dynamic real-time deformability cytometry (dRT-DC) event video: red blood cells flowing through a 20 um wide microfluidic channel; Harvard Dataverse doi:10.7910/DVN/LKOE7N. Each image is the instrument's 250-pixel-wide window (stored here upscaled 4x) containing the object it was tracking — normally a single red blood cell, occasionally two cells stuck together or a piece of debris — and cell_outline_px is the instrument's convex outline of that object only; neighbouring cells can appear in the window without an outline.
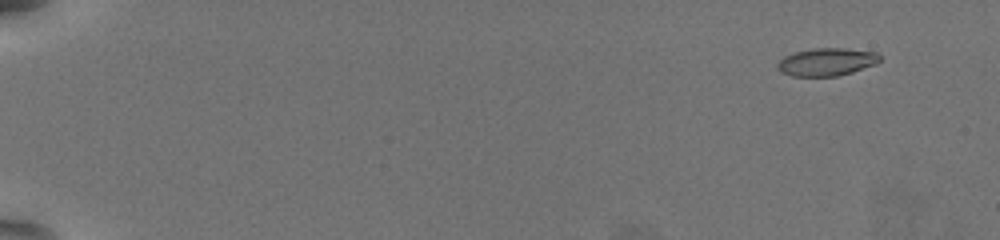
{"species": "common noctule bat (a hibernating species)", "species_latin": "Nyctalus noctula", "temperature_condition": "warm", "stored_images_in_passage": 59, "camera_frame_rate_fps": 3000, "um_per_image_px": 0.085, "animal": {"sex": "female", "body_mass_g": 19.5, "forearm_length_mm": 54.1}, "frame": {"image": 1, "passage_image": 6, "time_ms": 1.667, "image_size_px": [1000, 240], "cell_outline_px": [[880, 60], [876, 64], [852, 72], [836, 76], [792, 76], [780, 72], [776, 68], [776, 64], [784, 56], [792, 52], [812, 48], [844, 48], [876, 52], [880, 56]], "centroid_in_image_um": [70.22, 5.26], "position_along_channel_um": 14.8, "area_um2": 16.7}}
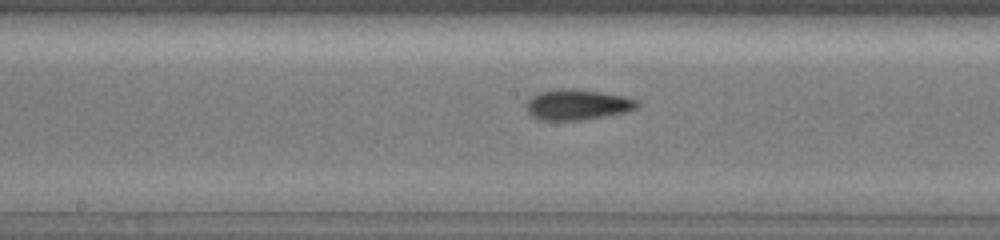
{"frame": {"image": 2, "passage_image": 35, "time_ms": 11.333, "image_size_px": [1000, 240], "cell_outline_px": [[640, 104], [636, 108], [624, 112], [604, 116], [580, 120], [540, 120], [532, 116], [528, 112], [524, 104], [532, 96], [540, 92], [560, 88], [564, 88], [600, 92], [624, 96], [640, 100]], "centroid_in_image_um": [49.06, 8.89], "position_along_channel_um": 199.1, "area_um2": 19.65}}
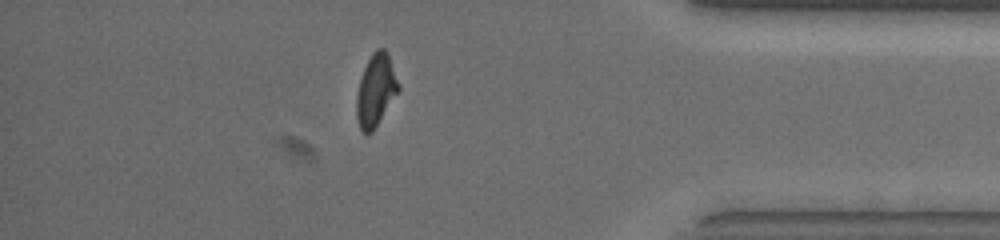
{"frame": {"image": 3, "passage_image": 53, "time_ms": 17.333, "image_size_px": [1000, 240], "cell_outline_px": [[400, 88], [372, 132], [364, 132], [360, 128], [356, 116], [356, 96], [360, 80], [364, 68], [372, 52], [376, 48], [384, 48], [388, 52], [400, 84]], "centroid_in_image_um": [31.95, 7.62], "position_along_channel_um": 403.3, "area_um2": 17.46}, "authors_computed_cell_mechanics": {"area_um2": 17.4556, "velocity_mm_per_s": 3.8007, "shape_relaxation_time_tau1_ms": 3.7081, "shape_relaxation_time_tau2_ms": 2.1807, "deformation_change_tau1": 0.1556, "deformation_change_tau2": 0.0653}}